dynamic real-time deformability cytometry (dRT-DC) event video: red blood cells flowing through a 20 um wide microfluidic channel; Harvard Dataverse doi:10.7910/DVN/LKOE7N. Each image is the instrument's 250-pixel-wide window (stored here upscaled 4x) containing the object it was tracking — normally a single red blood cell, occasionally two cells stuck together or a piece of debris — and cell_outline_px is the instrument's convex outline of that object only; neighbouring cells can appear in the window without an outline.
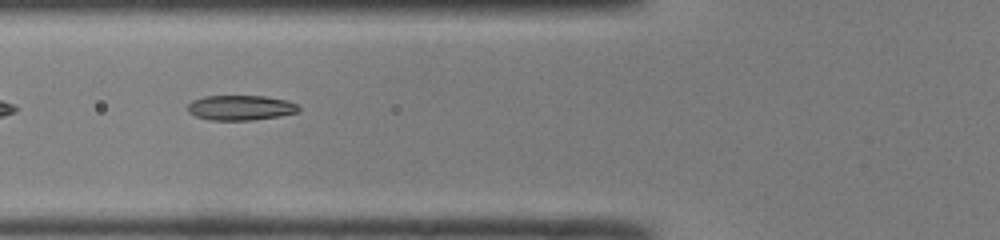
{"species": "common noctule bat (a hibernating species)", "species_latin": "Nyctalus noctula", "temperature_condition": "room temperature", "stored_images_in_passage": 33, "camera_frame_rate_fps": 3000, "um_per_image_px": 0.085, "animal": {"sex": "male", "body_mass_g": 19.0, "forearm_length_mm": 50.8}, "frame": {"image": 1, "passage_image": 3, "time_ms": 0.667, "image_size_px": [1000, 240], "cell_outline_px": [[300, 108], [296, 112], [280, 116], [252, 120], [212, 120], [196, 116], [188, 112], [188, 104], [192, 100], [204, 96], [264, 96], [288, 100], [296, 104]], "centroid_in_image_um": [20.44, 9.15], "position_along_channel_um": 105.4, "area_um2": 16.13}}
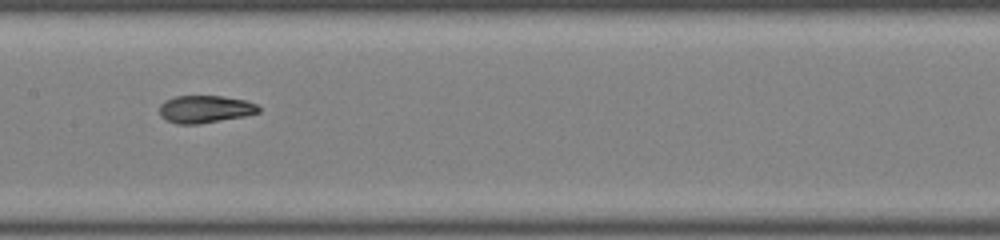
{"frame": {"image": 2, "passage_image": 9, "time_ms": 2.667, "image_size_px": [1000, 240], "cell_outline_px": [[260, 112], [244, 116], [200, 124], [176, 124], [164, 120], [160, 116], [160, 104], [164, 100], [176, 96], [220, 96], [244, 100], [256, 104], [260, 108]], "centroid_in_image_um": [17.39, 9.29], "position_along_channel_um": 190.0, "area_um2": 15.95}}
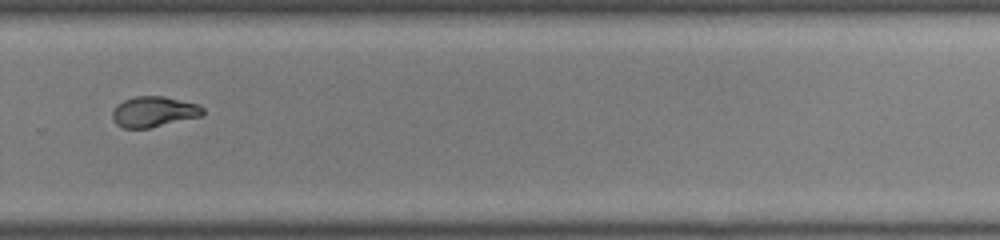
{"frame": {"image": 3, "passage_image": 18, "time_ms": 5.667, "image_size_px": [1000, 240], "cell_outline_px": [[204, 116], [148, 128], [124, 128], [116, 124], [112, 116], [112, 112], [116, 104], [124, 100], [136, 96], [164, 96], [200, 104], [204, 108]], "centroid_in_image_um": [13.11, 9.49], "position_along_channel_um": 316.7, "area_um2": 16.3}}